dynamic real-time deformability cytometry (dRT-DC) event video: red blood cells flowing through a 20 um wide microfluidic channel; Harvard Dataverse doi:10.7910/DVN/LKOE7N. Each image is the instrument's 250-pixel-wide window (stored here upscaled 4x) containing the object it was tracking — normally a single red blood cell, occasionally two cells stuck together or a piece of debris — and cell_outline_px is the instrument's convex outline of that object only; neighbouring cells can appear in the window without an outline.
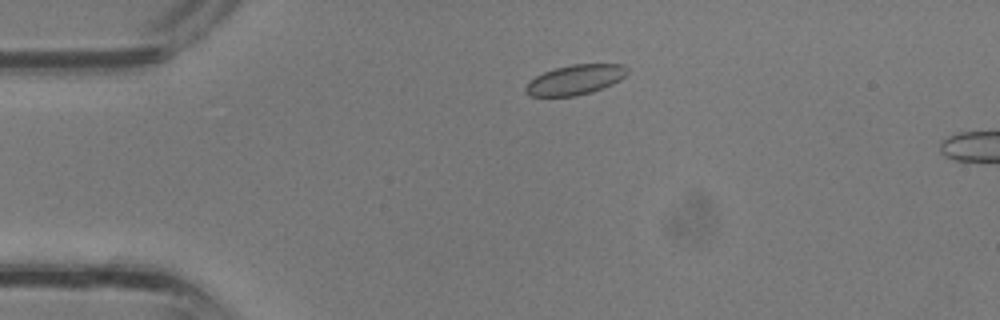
{"species": "common noctule bat (a hibernating species)", "species_latin": "Nyctalus noctula", "temperature_condition": "room temperature", "stored_images_in_passage": 8, "camera_frame_rate_fps": 3000, "um_per_image_px": 0.085, "animal": {"sex": "male", "body_mass_g": 13.3}, "frame": {"image": 1, "passage_image": 5, "time_ms": 1.333, "image_size_px": [1000, 320], "cell_outline_px": [[628, 72], [620, 80], [612, 84], [592, 92], [576, 96], [528, 96], [524, 92], [524, 84], [528, 80], [544, 72], [556, 68], [572, 64], [624, 64], [628, 68]], "centroid_in_image_um": [48.85, 6.78], "position_along_channel_um": 36.1, "area_um2": 17.92}}